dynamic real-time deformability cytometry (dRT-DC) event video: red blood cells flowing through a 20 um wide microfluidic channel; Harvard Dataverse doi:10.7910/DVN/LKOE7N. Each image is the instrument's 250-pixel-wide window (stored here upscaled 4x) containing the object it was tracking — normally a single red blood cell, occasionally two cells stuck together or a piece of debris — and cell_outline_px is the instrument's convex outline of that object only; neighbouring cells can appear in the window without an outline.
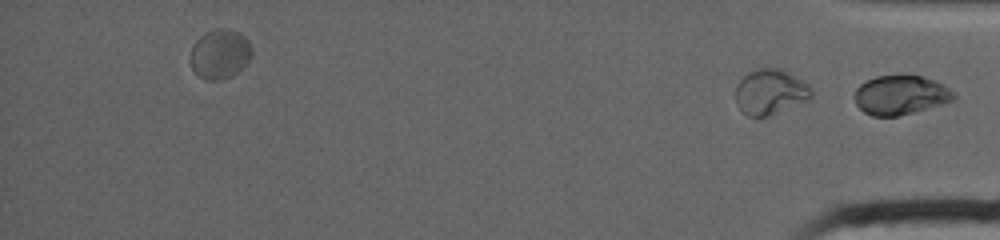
{"species": "common noctule bat (a hibernating species)", "species_latin": "Nyctalus noctula", "temperature_condition": "warm", "stored_images_in_passage": 32, "segment_of_instrument_passage": [2, 2], "camera_frame_rate_fps": 4500, "um_per_image_px": 0.085, "animal": {"sex": "female", "body_mass_g": 19.0, "forearm_length_mm": 53.3}, "frame": {"image": 1, "passage_image": 32, "time_ms": 15.111, "image_size_px": [1000, 240], "cell_outline_px": [[956, 96], [952, 100], [940, 104], [912, 112], [896, 116], [872, 116], [864, 112], [856, 104], [852, 96], [856, 88], [860, 84], [876, 76], [924, 76], [936, 80], [944, 84], [956, 92]], "centroid_in_image_um": [76.54, 8.07], "position_along_channel_um": 358.7, "area_um2": 22.66}}